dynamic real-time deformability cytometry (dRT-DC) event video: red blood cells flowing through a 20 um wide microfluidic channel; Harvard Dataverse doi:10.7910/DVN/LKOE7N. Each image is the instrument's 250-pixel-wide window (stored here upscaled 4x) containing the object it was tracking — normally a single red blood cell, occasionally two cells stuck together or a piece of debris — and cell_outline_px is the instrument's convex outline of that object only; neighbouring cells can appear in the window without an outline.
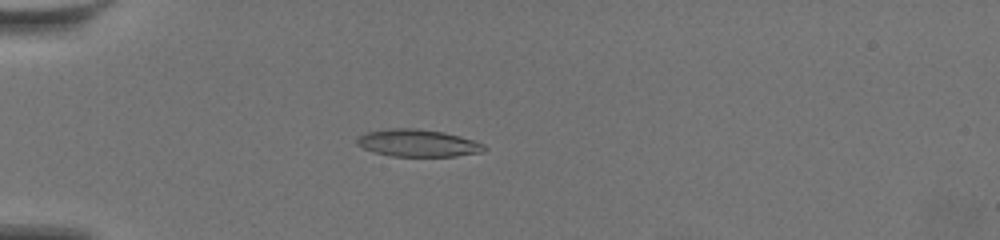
{"species": "common noctule bat (a hibernating species)", "species_latin": "Nyctalus noctula", "temperature_condition": "warm", "stored_images_in_passage": 60, "camera_frame_rate_fps": 3000, "um_per_image_px": 0.085, "animal": {"sex": "female", "body_mass_g": 19.5, "forearm_length_mm": 54.1}, "frame": {"image": 1, "passage_image": 19, "time_ms": 6.0, "image_size_px": [1000, 240], "cell_outline_px": [[488, 148], [484, 152], [456, 156], [392, 156], [372, 152], [356, 144], [356, 140], [360, 136], [368, 132], [388, 128], [416, 128], [444, 132], [460, 136], [484, 144]], "centroid_in_image_um": [35.54, 12.16], "position_along_channel_um": 49.5, "area_um2": 20.29}}
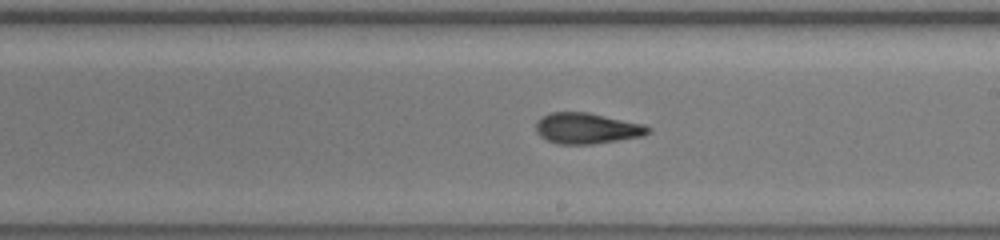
{"frame": {"image": 2, "passage_image": 37, "time_ms": 12.0, "image_size_px": [1000, 240], "cell_outline_px": [[652, 132], [644, 136], [592, 144], [556, 144], [544, 140], [536, 132], [536, 120], [552, 112], [588, 112], [644, 124], [652, 128]], "centroid_in_image_um": [49.9, 10.91], "position_along_channel_um": 239.1, "area_um2": 20.4}}
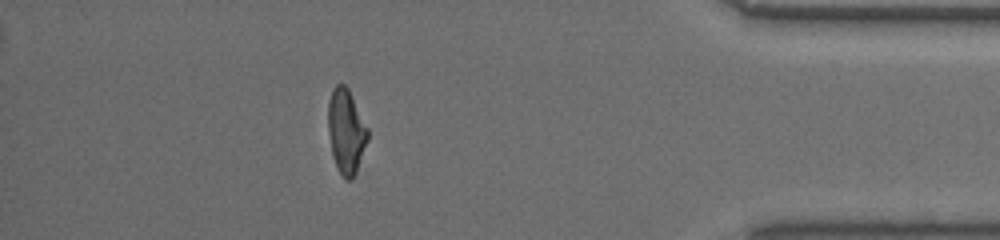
{"frame": {"image": 3, "passage_image": 54, "time_ms": 17.667, "image_size_px": [1000, 240], "cell_outline_px": [[368, 140], [356, 172], [352, 180], [348, 180], [340, 172], [336, 164], [332, 152], [328, 132], [328, 104], [332, 88], [336, 84], [344, 84], [348, 88], [368, 128]], "centroid_in_image_um": [29.42, 11.13], "position_along_channel_um": 405.8, "area_um2": 19.31}, "authors_computed_cell_mechanics": {"area_um2": 20.1722, "velocity_mm_per_s": 3.5758, "shape_relaxation_time_tau1_ms": 8.3044, "shape_relaxation_time_tau2_ms": 2.1972, "deformation_change_tau1": 0.2795, "deformation_change_tau2": 0.1095}}